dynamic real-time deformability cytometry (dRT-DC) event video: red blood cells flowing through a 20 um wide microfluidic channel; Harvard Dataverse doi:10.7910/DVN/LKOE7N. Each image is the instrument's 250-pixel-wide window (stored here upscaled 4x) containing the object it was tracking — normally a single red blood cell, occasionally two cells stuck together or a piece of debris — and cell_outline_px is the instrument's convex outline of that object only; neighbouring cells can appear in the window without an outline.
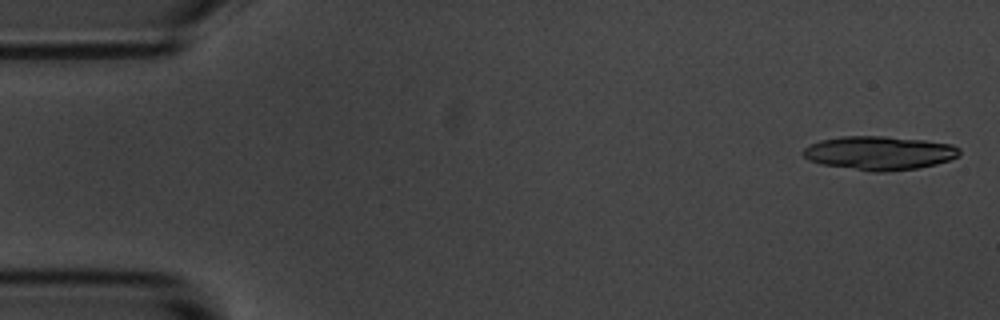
{"species": "common noctule bat (a hibernating species)", "species_latin": "Nyctalus noctula", "temperature_condition": "room temperature", "stored_images_in_passage": 19, "camera_frame_rate_fps": 3000, "um_per_image_px": 0.085, "animal": {"sex": "male", "body_mass_g": 20.1, "forearm_length_mm": 53.5}, "frame": {"image": 1, "passage_image": 2, "time_ms": 0.333, "image_size_px": [1000, 320], "cell_outline_px": [[960, 156], [936, 164], [916, 168], [884, 172], [872, 172], [820, 164], [808, 160], [800, 152], [804, 148], [820, 140], [840, 136], [884, 136], [924, 140], [952, 144], [960, 148]], "centroid_in_image_um": [74.72, 13.0], "position_along_channel_um": 10.3, "area_um2": 30.92}}
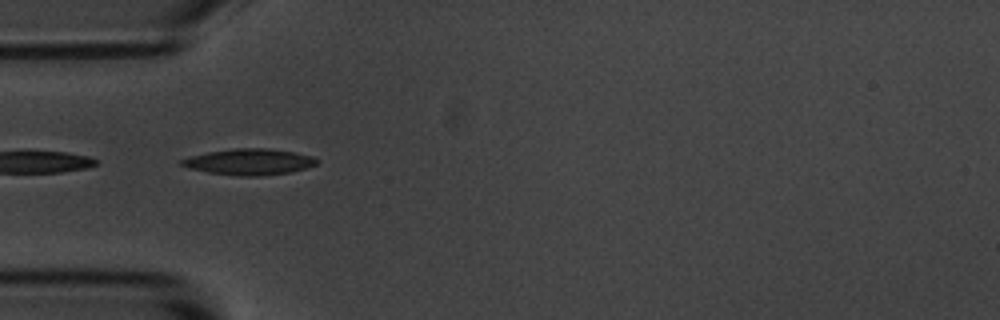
{"frame": {"image": 2, "passage_image": 17, "time_ms": 5.333, "image_size_px": [1000, 320], "cell_outline_px": [[320, 160], [316, 164], [304, 168], [288, 172], [256, 176], [240, 176], [208, 172], [188, 168], [180, 164], [176, 160], [188, 156], [208, 152], [232, 148], [268, 148], [296, 152], [312, 156]], "centroid_in_image_um": [21.13, 13.74], "position_along_channel_um": 63.9, "area_um2": 20.63}}